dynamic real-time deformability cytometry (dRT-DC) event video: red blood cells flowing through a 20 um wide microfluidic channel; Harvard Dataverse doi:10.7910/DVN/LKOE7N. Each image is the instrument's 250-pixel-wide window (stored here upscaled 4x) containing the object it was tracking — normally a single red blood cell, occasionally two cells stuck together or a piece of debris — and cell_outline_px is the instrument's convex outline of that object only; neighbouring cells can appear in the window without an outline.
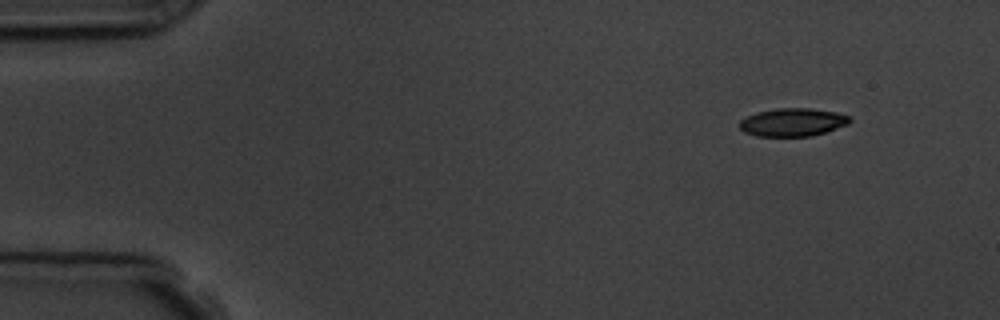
{"species": "common noctule bat (a hibernating species)", "species_latin": "Nyctalus noctula", "temperature_condition": "room temperature", "stored_images_in_passage": 5, "segment_of_instrument_passage": [1, 2], "camera_frame_rate_fps": 3000, "um_per_image_px": 0.085, "animal": {"sex": "male", "body_mass_g": 19.5, "forearm_length_mm": 54.6}, "frame": {"image": 1, "passage_image": 1, "time_ms": 0.0, "image_size_px": [1000, 320], "cell_outline_px": [[852, 120], [848, 124], [812, 136], [756, 136], [744, 132], [740, 128], [740, 120], [756, 112], [776, 108], [812, 108], [836, 112], [848, 116]], "centroid_in_image_um": [67.37, 10.38], "position_along_channel_um": 17.6, "area_um2": 17.98}}